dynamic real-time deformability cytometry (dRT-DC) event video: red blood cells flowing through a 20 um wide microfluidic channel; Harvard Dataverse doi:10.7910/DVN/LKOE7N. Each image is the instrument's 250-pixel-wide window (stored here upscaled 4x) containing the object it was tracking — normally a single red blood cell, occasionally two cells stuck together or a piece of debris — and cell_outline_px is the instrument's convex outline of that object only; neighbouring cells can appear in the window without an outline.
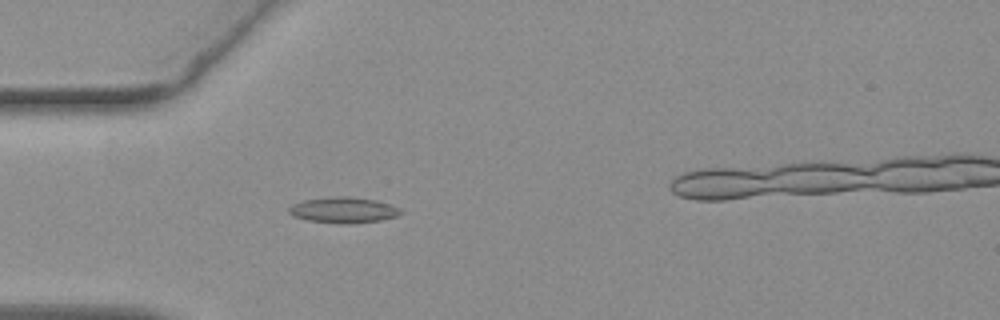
{"species": "common noctule bat (a hibernating species)", "species_latin": "Nyctalus noctula", "temperature_condition": "warm", "stored_images_in_passage": 10, "camera_frame_rate_fps": 3000, "um_per_image_px": 0.085, "animal": {"sex": "female", "body_mass_g": 19.3, "forearm_length_mm": 54.1}, "frame": {"image": 1, "passage_image": 1, "time_ms": 0.0, "image_size_px": [1000, 320], "cell_outline_px": [[400, 212], [396, 216], [380, 220], [352, 224], [340, 224], [308, 220], [292, 216], [288, 212], [288, 208], [292, 204], [304, 200], [332, 196], [348, 196], [376, 200], [400, 208]], "centroid_in_image_um": [29.14, 17.85], "position_along_channel_um": 55.9, "area_um2": 16.82}}
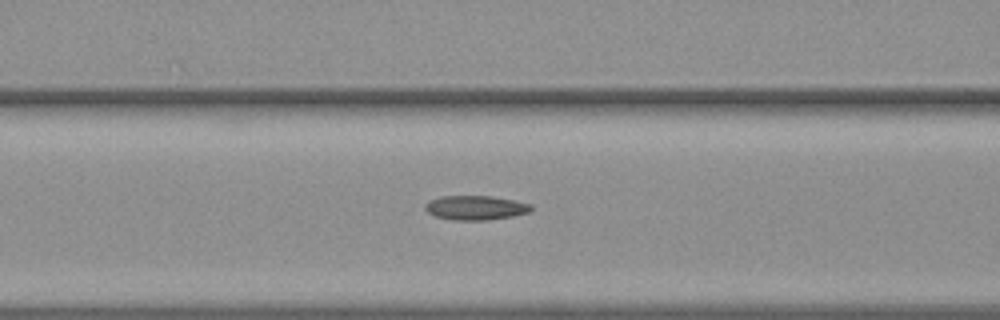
{"frame": {"image": 2, "passage_image": 7, "time_ms": 2.0, "image_size_px": [1000, 320], "cell_outline_px": [[532, 212], [512, 216], [488, 220], [452, 220], [432, 216], [424, 208], [424, 204], [428, 200], [440, 196], [492, 196], [516, 200], [532, 204]], "centroid_in_image_um": [40.41, 17.65], "position_along_channel_um": 126.2, "area_um2": 15.37}}
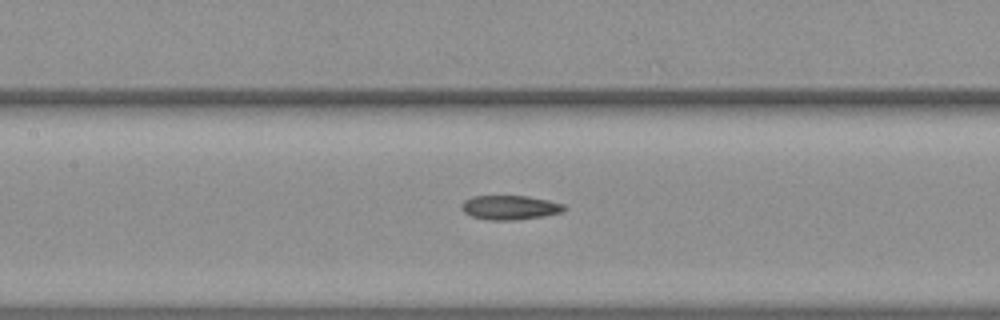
{"frame": {"image": 3, "passage_image": 10, "time_ms": 3.0, "image_size_px": [1000, 320], "cell_outline_px": [[564, 212], [544, 216], [516, 220], [488, 220], [472, 216], [464, 212], [460, 208], [464, 200], [472, 196], [528, 196], [548, 200], [564, 204]], "centroid_in_image_um": [43.34, 17.64], "position_along_channel_um": 164.1, "area_um2": 14.57}}